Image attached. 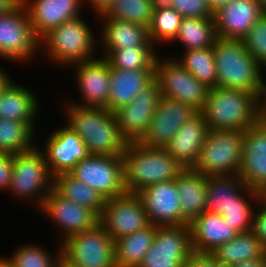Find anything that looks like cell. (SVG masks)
Instances as JSON below:
<instances>
[{
  "label": "cell",
  "mask_w": 266,
  "mask_h": 267,
  "mask_svg": "<svg viewBox=\"0 0 266 267\" xmlns=\"http://www.w3.org/2000/svg\"><path fill=\"white\" fill-rule=\"evenodd\" d=\"M64 108L66 125L83 140L89 154L123 155L129 142L122 135L114 112L75 104H67Z\"/></svg>",
  "instance_id": "cell-1"
},
{
  "label": "cell",
  "mask_w": 266,
  "mask_h": 267,
  "mask_svg": "<svg viewBox=\"0 0 266 267\" xmlns=\"http://www.w3.org/2000/svg\"><path fill=\"white\" fill-rule=\"evenodd\" d=\"M124 186L128 194H137L145 187L176 179L185 169L164 148L139 142L128 143L124 153Z\"/></svg>",
  "instance_id": "cell-2"
},
{
  "label": "cell",
  "mask_w": 266,
  "mask_h": 267,
  "mask_svg": "<svg viewBox=\"0 0 266 267\" xmlns=\"http://www.w3.org/2000/svg\"><path fill=\"white\" fill-rule=\"evenodd\" d=\"M200 113L211 131H244L261 119L254 93L217 86L209 89Z\"/></svg>",
  "instance_id": "cell-3"
},
{
  "label": "cell",
  "mask_w": 266,
  "mask_h": 267,
  "mask_svg": "<svg viewBox=\"0 0 266 267\" xmlns=\"http://www.w3.org/2000/svg\"><path fill=\"white\" fill-rule=\"evenodd\" d=\"M213 51L217 87L240 89L257 96L262 66L251 57L243 40L218 37Z\"/></svg>",
  "instance_id": "cell-4"
},
{
  "label": "cell",
  "mask_w": 266,
  "mask_h": 267,
  "mask_svg": "<svg viewBox=\"0 0 266 267\" xmlns=\"http://www.w3.org/2000/svg\"><path fill=\"white\" fill-rule=\"evenodd\" d=\"M95 40L94 33L80 16L51 29L39 40V48L43 47L52 62L68 67L94 59Z\"/></svg>",
  "instance_id": "cell-5"
},
{
  "label": "cell",
  "mask_w": 266,
  "mask_h": 267,
  "mask_svg": "<svg viewBox=\"0 0 266 267\" xmlns=\"http://www.w3.org/2000/svg\"><path fill=\"white\" fill-rule=\"evenodd\" d=\"M244 131H211L201 148L195 171L206 176L238 175L243 160Z\"/></svg>",
  "instance_id": "cell-6"
},
{
  "label": "cell",
  "mask_w": 266,
  "mask_h": 267,
  "mask_svg": "<svg viewBox=\"0 0 266 267\" xmlns=\"http://www.w3.org/2000/svg\"><path fill=\"white\" fill-rule=\"evenodd\" d=\"M52 189L53 176L38 146L13 154L12 179L9 188L12 195L25 198L24 200L31 197V201L32 199L36 201V206L40 209Z\"/></svg>",
  "instance_id": "cell-7"
},
{
  "label": "cell",
  "mask_w": 266,
  "mask_h": 267,
  "mask_svg": "<svg viewBox=\"0 0 266 267\" xmlns=\"http://www.w3.org/2000/svg\"><path fill=\"white\" fill-rule=\"evenodd\" d=\"M62 261L69 267H116L115 241L98 224L62 241Z\"/></svg>",
  "instance_id": "cell-8"
},
{
  "label": "cell",
  "mask_w": 266,
  "mask_h": 267,
  "mask_svg": "<svg viewBox=\"0 0 266 267\" xmlns=\"http://www.w3.org/2000/svg\"><path fill=\"white\" fill-rule=\"evenodd\" d=\"M69 174L96 190L106 200L127 193L124 186L123 155L89 154Z\"/></svg>",
  "instance_id": "cell-9"
},
{
  "label": "cell",
  "mask_w": 266,
  "mask_h": 267,
  "mask_svg": "<svg viewBox=\"0 0 266 267\" xmlns=\"http://www.w3.org/2000/svg\"><path fill=\"white\" fill-rule=\"evenodd\" d=\"M155 79L161 96L192 106L200 112L206 103L209 89L195 78L176 58H157Z\"/></svg>",
  "instance_id": "cell-10"
},
{
  "label": "cell",
  "mask_w": 266,
  "mask_h": 267,
  "mask_svg": "<svg viewBox=\"0 0 266 267\" xmlns=\"http://www.w3.org/2000/svg\"><path fill=\"white\" fill-rule=\"evenodd\" d=\"M39 43L23 3L12 13L0 15L1 58L25 62L35 57Z\"/></svg>",
  "instance_id": "cell-11"
},
{
  "label": "cell",
  "mask_w": 266,
  "mask_h": 267,
  "mask_svg": "<svg viewBox=\"0 0 266 267\" xmlns=\"http://www.w3.org/2000/svg\"><path fill=\"white\" fill-rule=\"evenodd\" d=\"M193 252L189 225L157 226L153 243L140 267H183Z\"/></svg>",
  "instance_id": "cell-12"
},
{
  "label": "cell",
  "mask_w": 266,
  "mask_h": 267,
  "mask_svg": "<svg viewBox=\"0 0 266 267\" xmlns=\"http://www.w3.org/2000/svg\"><path fill=\"white\" fill-rule=\"evenodd\" d=\"M99 224L116 241L144 229L150 223L139 196L126 193L105 200Z\"/></svg>",
  "instance_id": "cell-13"
},
{
  "label": "cell",
  "mask_w": 266,
  "mask_h": 267,
  "mask_svg": "<svg viewBox=\"0 0 266 267\" xmlns=\"http://www.w3.org/2000/svg\"><path fill=\"white\" fill-rule=\"evenodd\" d=\"M161 97L160 86L154 79L129 104L114 111L121 133L129 143L139 142L146 134Z\"/></svg>",
  "instance_id": "cell-14"
},
{
  "label": "cell",
  "mask_w": 266,
  "mask_h": 267,
  "mask_svg": "<svg viewBox=\"0 0 266 267\" xmlns=\"http://www.w3.org/2000/svg\"><path fill=\"white\" fill-rule=\"evenodd\" d=\"M198 111L181 101L161 97L146 134L139 141L142 145L165 148L178 129Z\"/></svg>",
  "instance_id": "cell-15"
},
{
  "label": "cell",
  "mask_w": 266,
  "mask_h": 267,
  "mask_svg": "<svg viewBox=\"0 0 266 267\" xmlns=\"http://www.w3.org/2000/svg\"><path fill=\"white\" fill-rule=\"evenodd\" d=\"M147 219L155 226L183 225L176 179L149 185L137 193Z\"/></svg>",
  "instance_id": "cell-16"
},
{
  "label": "cell",
  "mask_w": 266,
  "mask_h": 267,
  "mask_svg": "<svg viewBox=\"0 0 266 267\" xmlns=\"http://www.w3.org/2000/svg\"><path fill=\"white\" fill-rule=\"evenodd\" d=\"M40 210L63 230L61 242L73 234L96 227L100 219L94 210L60 196L54 189L49 192Z\"/></svg>",
  "instance_id": "cell-17"
},
{
  "label": "cell",
  "mask_w": 266,
  "mask_h": 267,
  "mask_svg": "<svg viewBox=\"0 0 266 267\" xmlns=\"http://www.w3.org/2000/svg\"><path fill=\"white\" fill-rule=\"evenodd\" d=\"M238 176L250 189L266 194V119L244 130L243 160Z\"/></svg>",
  "instance_id": "cell-18"
},
{
  "label": "cell",
  "mask_w": 266,
  "mask_h": 267,
  "mask_svg": "<svg viewBox=\"0 0 266 267\" xmlns=\"http://www.w3.org/2000/svg\"><path fill=\"white\" fill-rule=\"evenodd\" d=\"M262 195L247 187L238 175L207 176L205 211L222 216L231 207H252L248 198L258 202Z\"/></svg>",
  "instance_id": "cell-19"
},
{
  "label": "cell",
  "mask_w": 266,
  "mask_h": 267,
  "mask_svg": "<svg viewBox=\"0 0 266 267\" xmlns=\"http://www.w3.org/2000/svg\"><path fill=\"white\" fill-rule=\"evenodd\" d=\"M42 152L50 174L69 173L76 164L89 155L86 144L69 126L54 130Z\"/></svg>",
  "instance_id": "cell-20"
},
{
  "label": "cell",
  "mask_w": 266,
  "mask_h": 267,
  "mask_svg": "<svg viewBox=\"0 0 266 267\" xmlns=\"http://www.w3.org/2000/svg\"><path fill=\"white\" fill-rule=\"evenodd\" d=\"M74 66V67H73ZM76 72L78 89L83 102H70L84 107L108 109L110 64L105 57L71 65ZM77 103V104H76Z\"/></svg>",
  "instance_id": "cell-21"
},
{
  "label": "cell",
  "mask_w": 266,
  "mask_h": 267,
  "mask_svg": "<svg viewBox=\"0 0 266 267\" xmlns=\"http://www.w3.org/2000/svg\"><path fill=\"white\" fill-rule=\"evenodd\" d=\"M263 14L256 0H232L214 12L217 36L242 40Z\"/></svg>",
  "instance_id": "cell-22"
},
{
  "label": "cell",
  "mask_w": 266,
  "mask_h": 267,
  "mask_svg": "<svg viewBox=\"0 0 266 267\" xmlns=\"http://www.w3.org/2000/svg\"><path fill=\"white\" fill-rule=\"evenodd\" d=\"M83 0H23L35 36L40 40L51 29L80 17Z\"/></svg>",
  "instance_id": "cell-23"
},
{
  "label": "cell",
  "mask_w": 266,
  "mask_h": 267,
  "mask_svg": "<svg viewBox=\"0 0 266 267\" xmlns=\"http://www.w3.org/2000/svg\"><path fill=\"white\" fill-rule=\"evenodd\" d=\"M208 133L209 127L203 115L198 112L178 129L164 149L182 166L192 168L199 158Z\"/></svg>",
  "instance_id": "cell-24"
},
{
  "label": "cell",
  "mask_w": 266,
  "mask_h": 267,
  "mask_svg": "<svg viewBox=\"0 0 266 267\" xmlns=\"http://www.w3.org/2000/svg\"><path fill=\"white\" fill-rule=\"evenodd\" d=\"M189 226L193 251L199 253H210L239 234L220 214L208 211L195 218Z\"/></svg>",
  "instance_id": "cell-25"
},
{
  "label": "cell",
  "mask_w": 266,
  "mask_h": 267,
  "mask_svg": "<svg viewBox=\"0 0 266 267\" xmlns=\"http://www.w3.org/2000/svg\"><path fill=\"white\" fill-rule=\"evenodd\" d=\"M155 79V70H120L110 67L108 110L129 104Z\"/></svg>",
  "instance_id": "cell-26"
},
{
  "label": "cell",
  "mask_w": 266,
  "mask_h": 267,
  "mask_svg": "<svg viewBox=\"0 0 266 267\" xmlns=\"http://www.w3.org/2000/svg\"><path fill=\"white\" fill-rule=\"evenodd\" d=\"M183 225H189L205 211L207 176L193 168H185L176 178Z\"/></svg>",
  "instance_id": "cell-27"
},
{
  "label": "cell",
  "mask_w": 266,
  "mask_h": 267,
  "mask_svg": "<svg viewBox=\"0 0 266 267\" xmlns=\"http://www.w3.org/2000/svg\"><path fill=\"white\" fill-rule=\"evenodd\" d=\"M29 88L11 81L0 93V118L15 121H37L39 101Z\"/></svg>",
  "instance_id": "cell-28"
},
{
  "label": "cell",
  "mask_w": 266,
  "mask_h": 267,
  "mask_svg": "<svg viewBox=\"0 0 266 267\" xmlns=\"http://www.w3.org/2000/svg\"><path fill=\"white\" fill-rule=\"evenodd\" d=\"M102 25L101 39L104 50H119L133 48V46H154L149 40L146 26L118 19H103Z\"/></svg>",
  "instance_id": "cell-29"
},
{
  "label": "cell",
  "mask_w": 266,
  "mask_h": 267,
  "mask_svg": "<svg viewBox=\"0 0 266 267\" xmlns=\"http://www.w3.org/2000/svg\"><path fill=\"white\" fill-rule=\"evenodd\" d=\"M265 248L253 233H239L232 240L217 246L210 254L224 267L241 262L263 259Z\"/></svg>",
  "instance_id": "cell-30"
},
{
  "label": "cell",
  "mask_w": 266,
  "mask_h": 267,
  "mask_svg": "<svg viewBox=\"0 0 266 267\" xmlns=\"http://www.w3.org/2000/svg\"><path fill=\"white\" fill-rule=\"evenodd\" d=\"M157 226L149 224L144 229L115 241L116 267H140L149 251Z\"/></svg>",
  "instance_id": "cell-31"
},
{
  "label": "cell",
  "mask_w": 266,
  "mask_h": 267,
  "mask_svg": "<svg viewBox=\"0 0 266 267\" xmlns=\"http://www.w3.org/2000/svg\"><path fill=\"white\" fill-rule=\"evenodd\" d=\"M53 189L60 196L94 210L99 216L104 209L106 199L69 173L53 177Z\"/></svg>",
  "instance_id": "cell-32"
},
{
  "label": "cell",
  "mask_w": 266,
  "mask_h": 267,
  "mask_svg": "<svg viewBox=\"0 0 266 267\" xmlns=\"http://www.w3.org/2000/svg\"><path fill=\"white\" fill-rule=\"evenodd\" d=\"M36 121H15L0 118V152L17 154L33 148Z\"/></svg>",
  "instance_id": "cell-33"
},
{
  "label": "cell",
  "mask_w": 266,
  "mask_h": 267,
  "mask_svg": "<svg viewBox=\"0 0 266 267\" xmlns=\"http://www.w3.org/2000/svg\"><path fill=\"white\" fill-rule=\"evenodd\" d=\"M217 38L215 19L183 18L173 41L178 40L185 50H195L214 46Z\"/></svg>",
  "instance_id": "cell-34"
},
{
  "label": "cell",
  "mask_w": 266,
  "mask_h": 267,
  "mask_svg": "<svg viewBox=\"0 0 266 267\" xmlns=\"http://www.w3.org/2000/svg\"><path fill=\"white\" fill-rule=\"evenodd\" d=\"M106 51V52H105ZM154 46H133L119 50H104L111 68L120 70H155L156 54Z\"/></svg>",
  "instance_id": "cell-35"
},
{
  "label": "cell",
  "mask_w": 266,
  "mask_h": 267,
  "mask_svg": "<svg viewBox=\"0 0 266 267\" xmlns=\"http://www.w3.org/2000/svg\"><path fill=\"white\" fill-rule=\"evenodd\" d=\"M156 2L157 0H112L98 18L128 21L148 28Z\"/></svg>",
  "instance_id": "cell-36"
},
{
  "label": "cell",
  "mask_w": 266,
  "mask_h": 267,
  "mask_svg": "<svg viewBox=\"0 0 266 267\" xmlns=\"http://www.w3.org/2000/svg\"><path fill=\"white\" fill-rule=\"evenodd\" d=\"M183 17L162 0L157 1L148 27L149 40L156 42H173L179 32Z\"/></svg>",
  "instance_id": "cell-37"
},
{
  "label": "cell",
  "mask_w": 266,
  "mask_h": 267,
  "mask_svg": "<svg viewBox=\"0 0 266 267\" xmlns=\"http://www.w3.org/2000/svg\"><path fill=\"white\" fill-rule=\"evenodd\" d=\"M176 60L208 88L217 86L213 46L205 49L185 50L182 58Z\"/></svg>",
  "instance_id": "cell-38"
},
{
  "label": "cell",
  "mask_w": 266,
  "mask_h": 267,
  "mask_svg": "<svg viewBox=\"0 0 266 267\" xmlns=\"http://www.w3.org/2000/svg\"><path fill=\"white\" fill-rule=\"evenodd\" d=\"M59 244L54 257L43 246L30 243L20 245L9 259L15 267H58L63 262L62 246Z\"/></svg>",
  "instance_id": "cell-39"
},
{
  "label": "cell",
  "mask_w": 266,
  "mask_h": 267,
  "mask_svg": "<svg viewBox=\"0 0 266 267\" xmlns=\"http://www.w3.org/2000/svg\"><path fill=\"white\" fill-rule=\"evenodd\" d=\"M243 43L253 59L261 66L266 65V13L251 27Z\"/></svg>",
  "instance_id": "cell-40"
},
{
  "label": "cell",
  "mask_w": 266,
  "mask_h": 267,
  "mask_svg": "<svg viewBox=\"0 0 266 267\" xmlns=\"http://www.w3.org/2000/svg\"><path fill=\"white\" fill-rule=\"evenodd\" d=\"M183 18L215 19L207 0H162Z\"/></svg>",
  "instance_id": "cell-41"
},
{
  "label": "cell",
  "mask_w": 266,
  "mask_h": 267,
  "mask_svg": "<svg viewBox=\"0 0 266 267\" xmlns=\"http://www.w3.org/2000/svg\"><path fill=\"white\" fill-rule=\"evenodd\" d=\"M253 207H231L222 215L224 221L239 233H247L252 229Z\"/></svg>",
  "instance_id": "cell-42"
},
{
  "label": "cell",
  "mask_w": 266,
  "mask_h": 267,
  "mask_svg": "<svg viewBox=\"0 0 266 267\" xmlns=\"http://www.w3.org/2000/svg\"><path fill=\"white\" fill-rule=\"evenodd\" d=\"M257 203L262 206L254 211L251 232L266 249V196L262 195Z\"/></svg>",
  "instance_id": "cell-43"
},
{
  "label": "cell",
  "mask_w": 266,
  "mask_h": 267,
  "mask_svg": "<svg viewBox=\"0 0 266 267\" xmlns=\"http://www.w3.org/2000/svg\"><path fill=\"white\" fill-rule=\"evenodd\" d=\"M13 154L0 152V189L9 191L12 179Z\"/></svg>",
  "instance_id": "cell-44"
},
{
  "label": "cell",
  "mask_w": 266,
  "mask_h": 267,
  "mask_svg": "<svg viewBox=\"0 0 266 267\" xmlns=\"http://www.w3.org/2000/svg\"><path fill=\"white\" fill-rule=\"evenodd\" d=\"M183 267H224L210 253L193 252L184 262Z\"/></svg>",
  "instance_id": "cell-45"
},
{
  "label": "cell",
  "mask_w": 266,
  "mask_h": 267,
  "mask_svg": "<svg viewBox=\"0 0 266 267\" xmlns=\"http://www.w3.org/2000/svg\"><path fill=\"white\" fill-rule=\"evenodd\" d=\"M264 69L266 71V65L262 66L260 74V87L257 94V106L261 119H266V77L264 78ZM263 75V76H262Z\"/></svg>",
  "instance_id": "cell-46"
},
{
  "label": "cell",
  "mask_w": 266,
  "mask_h": 267,
  "mask_svg": "<svg viewBox=\"0 0 266 267\" xmlns=\"http://www.w3.org/2000/svg\"><path fill=\"white\" fill-rule=\"evenodd\" d=\"M22 3L23 0H0V15L12 13Z\"/></svg>",
  "instance_id": "cell-47"
},
{
  "label": "cell",
  "mask_w": 266,
  "mask_h": 267,
  "mask_svg": "<svg viewBox=\"0 0 266 267\" xmlns=\"http://www.w3.org/2000/svg\"><path fill=\"white\" fill-rule=\"evenodd\" d=\"M88 4H91L92 9H94L95 14L97 13L99 16L100 14H102L107 8L108 6L111 4L112 0H87ZM83 2H86L85 0H83Z\"/></svg>",
  "instance_id": "cell-48"
},
{
  "label": "cell",
  "mask_w": 266,
  "mask_h": 267,
  "mask_svg": "<svg viewBox=\"0 0 266 267\" xmlns=\"http://www.w3.org/2000/svg\"><path fill=\"white\" fill-rule=\"evenodd\" d=\"M229 267H263V259L249 260Z\"/></svg>",
  "instance_id": "cell-49"
},
{
  "label": "cell",
  "mask_w": 266,
  "mask_h": 267,
  "mask_svg": "<svg viewBox=\"0 0 266 267\" xmlns=\"http://www.w3.org/2000/svg\"><path fill=\"white\" fill-rule=\"evenodd\" d=\"M213 12L218 10L221 6L230 3L232 0H207Z\"/></svg>",
  "instance_id": "cell-50"
},
{
  "label": "cell",
  "mask_w": 266,
  "mask_h": 267,
  "mask_svg": "<svg viewBox=\"0 0 266 267\" xmlns=\"http://www.w3.org/2000/svg\"><path fill=\"white\" fill-rule=\"evenodd\" d=\"M9 77L7 73L4 72V70L0 69V93L5 89V87L12 81V79Z\"/></svg>",
  "instance_id": "cell-51"
},
{
  "label": "cell",
  "mask_w": 266,
  "mask_h": 267,
  "mask_svg": "<svg viewBox=\"0 0 266 267\" xmlns=\"http://www.w3.org/2000/svg\"><path fill=\"white\" fill-rule=\"evenodd\" d=\"M0 267H15L9 257H0Z\"/></svg>",
  "instance_id": "cell-52"
},
{
  "label": "cell",
  "mask_w": 266,
  "mask_h": 267,
  "mask_svg": "<svg viewBox=\"0 0 266 267\" xmlns=\"http://www.w3.org/2000/svg\"><path fill=\"white\" fill-rule=\"evenodd\" d=\"M256 1L260 4L264 13H266V0H256Z\"/></svg>",
  "instance_id": "cell-53"
},
{
  "label": "cell",
  "mask_w": 266,
  "mask_h": 267,
  "mask_svg": "<svg viewBox=\"0 0 266 267\" xmlns=\"http://www.w3.org/2000/svg\"><path fill=\"white\" fill-rule=\"evenodd\" d=\"M263 267H266V249L263 254Z\"/></svg>",
  "instance_id": "cell-54"
},
{
  "label": "cell",
  "mask_w": 266,
  "mask_h": 267,
  "mask_svg": "<svg viewBox=\"0 0 266 267\" xmlns=\"http://www.w3.org/2000/svg\"><path fill=\"white\" fill-rule=\"evenodd\" d=\"M58 267H69L64 262H62Z\"/></svg>",
  "instance_id": "cell-55"
}]
</instances>
